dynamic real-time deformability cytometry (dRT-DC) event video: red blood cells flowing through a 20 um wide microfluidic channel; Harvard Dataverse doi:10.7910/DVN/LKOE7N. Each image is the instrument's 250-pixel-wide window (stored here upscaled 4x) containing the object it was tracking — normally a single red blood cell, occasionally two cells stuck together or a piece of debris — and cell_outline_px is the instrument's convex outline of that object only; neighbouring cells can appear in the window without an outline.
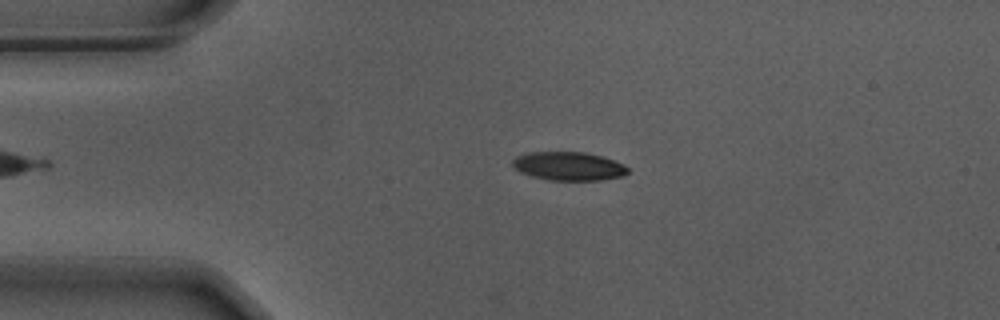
{"species": "Egyptian fruit bat (a non-hibernating species)", "species_latin": "Rousettus aegyptiacus", "temperature_condition": "warm", "stored_images_in_passage": 43, "camera_frame_rate_fps": 3000, "um_per_image_px": 0.085, "animal": {"sex": "male"}, "frame": {"image": 1, "passage_image": 5, "time_ms": 1.333, "image_size_px": [1000, 320], "cell_outline_px": [[628, 172], [624, 176], [600, 180], [548, 180], [532, 176], [520, 172], [512, 164], [512, 160], [516, 156], [528, 152], [584, 152], [600, 156], [624, 164], [628, 168]], "centroid_in_image_um": [48.32, 14.12], "position_along_channel_um": 36.7, "area_um2": 19.13}}
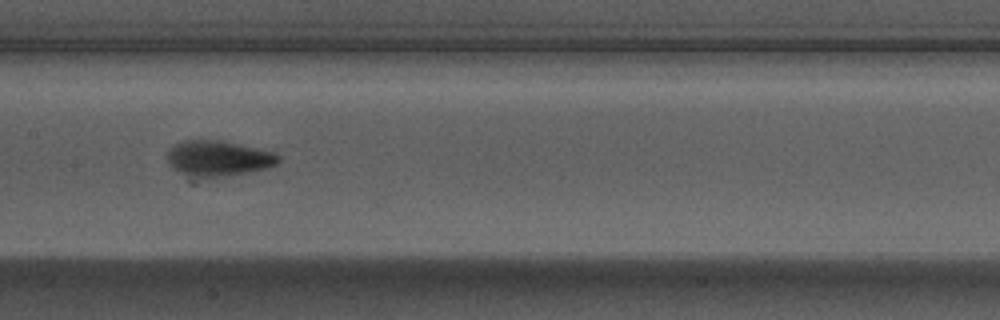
{"frame": {"image": 2, "passage_image": 20, "time_ms": 6.333, "image_size_px": [1000, 320], "cell_outline_px": [[280, 160], [276, 164], [268, 168], [248, 172], [216, 176], [200, 176], [180, 172], [172, 168], [168, 164], [168, 152], [176, 144], [184, 140], [216, 140], [236, 144], [272, 152], [280, 156]], "centroid_in_image_um": [18.56, 13.45], "position_along_channel_um": 188.8, "area_um2": 22.14}}
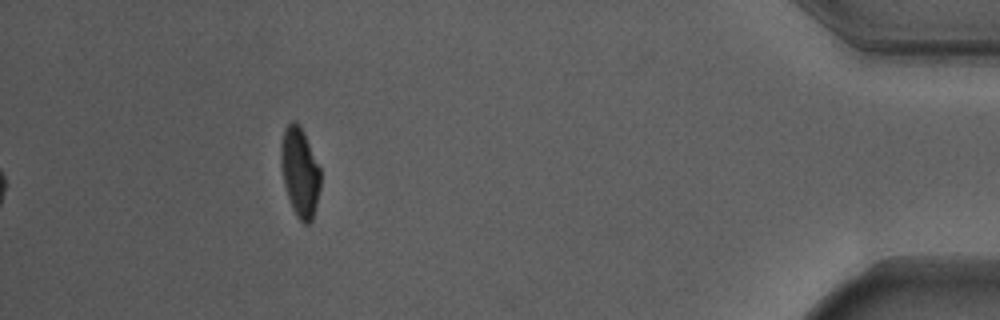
{"frame": {"image": 3, "passage_image": 43, "time_ms": 14.0, "image_size_px": [1000, 320], "cell_outline_px": [[320, 188], [312, 220], [308, 224], [304, 224], [296, 216], [292, 208], [284, 184], [280, 164], [280, 148], [284, 128], [292, 120], [296, 120], [320, 168]], "centroid_in_image_um": [25.46, 14.65], "position_along_channel_um": 409.7, "area_um2": 20.29}, "authors_computed_cell_mechanics": {"area_um2": 20.6924, "velocity_mm_per_s": 3.6955, "shape_relaxation_time_tau1_ms": 2.4863, "shape_relaxation_time_tau2_ms": 1.3982, "deformation_change_tau1": 0.1867, "deformation_change_tau2": 0.0732}}